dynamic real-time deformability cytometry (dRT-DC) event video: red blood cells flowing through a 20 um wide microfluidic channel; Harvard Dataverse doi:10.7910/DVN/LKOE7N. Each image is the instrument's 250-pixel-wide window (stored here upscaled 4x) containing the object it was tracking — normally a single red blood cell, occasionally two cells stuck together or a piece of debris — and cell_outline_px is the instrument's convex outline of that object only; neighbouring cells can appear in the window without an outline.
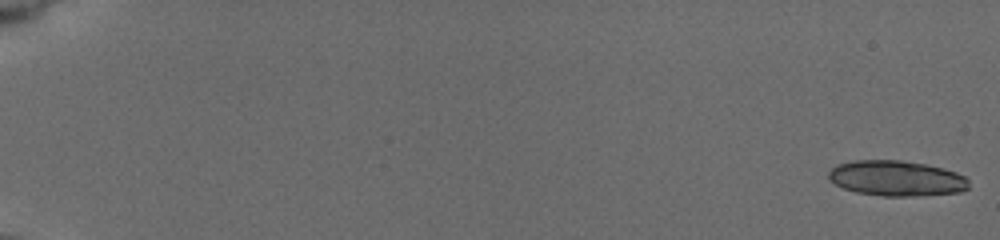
{"species": "common noctule bat (a hibernating species)", "species_latin": "Nyctalus noctula", "temperature_condition": "cold", "stored_images_in_passage": 45, "camera_frame_rate_fps": 3000, "um_per_image_px": 0.085, "animal": {"sex": "female", "body_mass_g": 19.5, "forearm_length_mm": 54.1}, "frame": {"image": 1, "passage_image": 1, "time_ms": 0.0, "image_size_px": [1000, 240], "cell_outline_px": [[968, 188], [960, 192], [912, 196], [884, 196], [856, 192], [844, 188], [828, 180], [828, 172], [836, 164], [852, 160], [900, 160], [924, 164], [956, 172], [964, 176], [968, 180]], "centroid_in_image_um": [76.15, 15.15], "position_along_channel_um": 8.8, "area_um2": 28.84}}
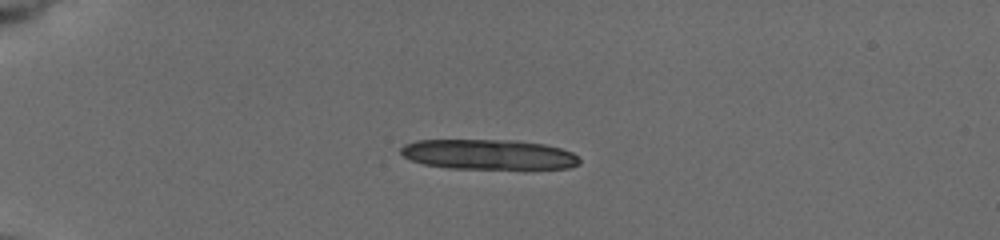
{"frame": {"image": 2, "passage_image": 29, "time_ms": 5.0, "image_size_px": [1000, 240], "cell_outline_px": [[580, 164], [568, 168], [524, 172], [448, 168], [424, 164], [412, 160], [404, 156], [400, 152], [400, 148], [404, 144], [416, 140], [512, 140], [544, 144], [560, 148], [572, 152], [580, 160]], "centroid_in_image_um": [41.61, 13.19], "position_along_channel_um": 43.4, "area_um2": 32.83}}